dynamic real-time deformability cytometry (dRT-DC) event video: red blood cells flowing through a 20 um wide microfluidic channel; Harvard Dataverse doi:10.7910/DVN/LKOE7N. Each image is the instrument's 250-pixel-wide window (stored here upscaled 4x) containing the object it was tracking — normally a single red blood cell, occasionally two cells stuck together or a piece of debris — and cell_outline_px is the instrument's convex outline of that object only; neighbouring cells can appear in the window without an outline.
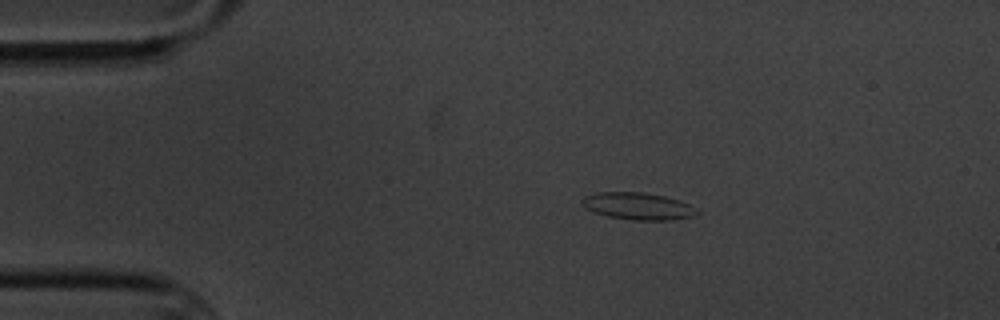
{"species": "common noctule bat (a hibernating species)", "species_latin": "Nyctalus noctula", "temperature_condition": "cold", "stored_images_in_passage": 9, "camera_frame_rate_fps": 3000, "um_per_image_px": 0.085, "animal": {"sex": "male", "body_mass_g": 20.1, "forearm_length_mm": 53.5}, "frame": {"image": 1, "passage_image": 3, "time_ms": 2.333, "image_size_px": [1000, 320], "cell_outline_px": [[700, 212], [692, 216], [672, 220], [632, 220], [608, 216], [584, 208], [580, 204], [580, 200], [584, 196], [596, 192], [644, 192], [664, 196], [680, 200], [696, 208]], "centroid_in_image_um": [54.2, 17.51], "position_along_channel_um": 30.8, "area_um2": 18.26}}
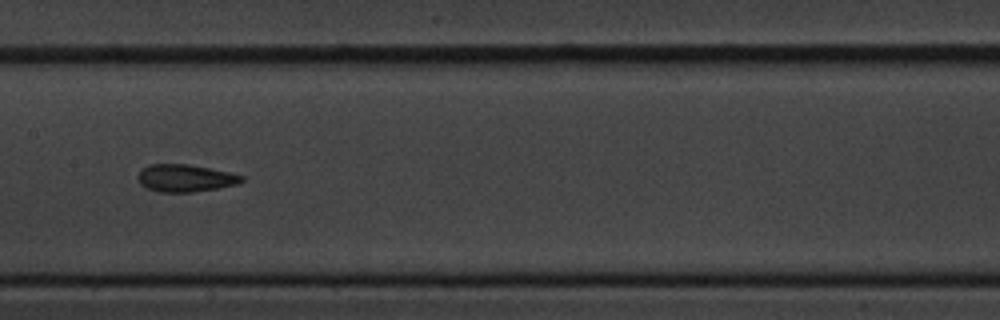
{"frame": {"image": 2, "passage_image": 8, "time_ms": 8.333, "image_size_px": [1000, 320], "cell_outline_px": [[244, 180], [236, 184], [216, 188], [192, 192], [160, 192], [148, 188], [140, 184], [136, 176], [148, 164], [188, 164], [228, 172], [244, 176]], "centroid_in_image_um": [15.72, 15.14], "position_along_channel_um": 191.7, "area_um2": 16.36}}
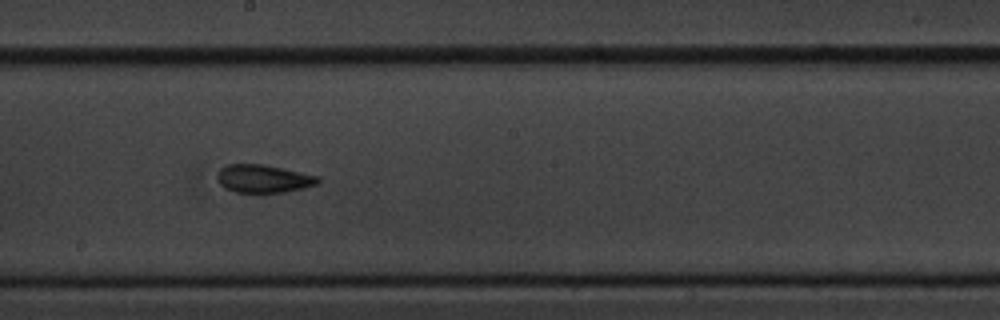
{"frame": {"image": 3, "passage_image": 9, "time_ms": 9.333, "image_size_px": [1000, 320], "cell_outline_px": [[320, 180], [316, 184], [284, 192], [260, 196], [236, 192], [224, 188], [216, 180], [216, 176], [220, 168], [228, 164], [264, 164], [320, 176]], "centroid_in_image_um": [22.34, 15.22], "position_along_channel_um": 225.9, "area_um2": 17.11}}